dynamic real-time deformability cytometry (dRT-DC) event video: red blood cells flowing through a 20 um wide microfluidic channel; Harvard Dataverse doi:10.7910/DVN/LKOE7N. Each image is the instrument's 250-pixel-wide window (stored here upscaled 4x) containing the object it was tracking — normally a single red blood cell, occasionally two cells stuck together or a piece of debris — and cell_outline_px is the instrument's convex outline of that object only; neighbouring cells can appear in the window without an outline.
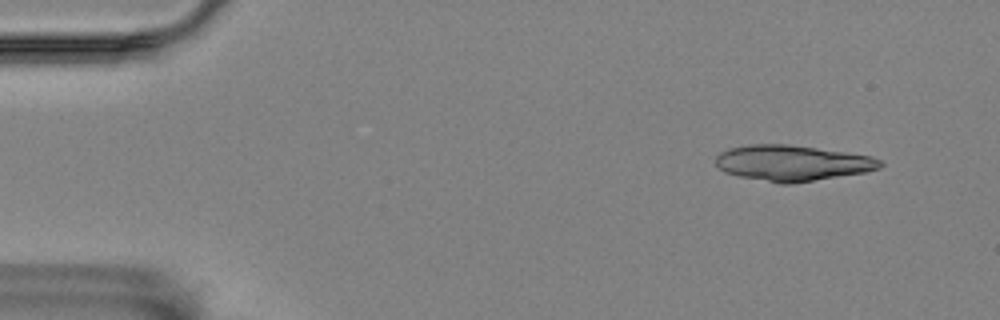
{"species": "Egyptian fruit bat (a non-hibernating species)", "species_latin": "Rousettus aegyptiacus", "temperature_condition": "room temperature", "stored_images_in_passage": 8, "segment_of_instrument_passage": [1, 2], "camera_frame_rate_fps": 3000, "um_per_image_px": 0.085, "animal": {"sex": "female"}, "frame": {"image": 1, "passage_image": 2, "time_ms": 0.333, "image_size_px": [1000, 320], "cell_outline_px": [[884, 164], [880, 168], [864, 172], [792, 184], [780, 184], [740, 176], [724, 172], [716, 164], [716, 156], [720, 152], [728, 148], [748, 144], [788, 144], [872, 156], [880, 160]], "centroid_in_image_um": [67.32, 13.85], "position_along_channel_um": 17.7, "area_um2": 34.16}}